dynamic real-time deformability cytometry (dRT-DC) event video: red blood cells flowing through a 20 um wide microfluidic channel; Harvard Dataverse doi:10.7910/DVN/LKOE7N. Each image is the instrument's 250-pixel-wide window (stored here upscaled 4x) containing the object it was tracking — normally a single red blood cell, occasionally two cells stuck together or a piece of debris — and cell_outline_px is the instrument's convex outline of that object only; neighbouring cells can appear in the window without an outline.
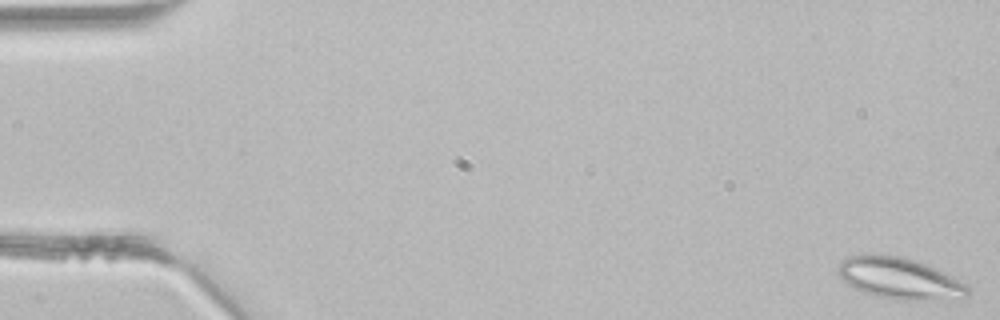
{"species": "common noctule bat (a hibernating species)", "species_latin": "Nyctalus noctula", "temperature_condition": "room temperature", "stored_images_in_passage": 4, "camera_frame_rate_fps": 3000, "um_per_image_px": 0.085, "animal": {"sex": "male", "body_mass_g": 21.5, "forearm_length_mm": 52.0}, "frame": {"image": 1, "passage_image": 1, "time_ms": 0.0, "image_size_px": [1000, 320], "cell_outline_px": [[968, 296], [964, 300], [900, 300], [876, 296], [864, 292], [848, 284], [836, 272], [836, 268], [840, 260], [848, 256], [900, 256], [916, 260], [936, 268], [968, 284]], "centroid_in_image_um": [76.53, 23.7], "position_along_channel_um": 8.5, "area_um2": 31.39}}